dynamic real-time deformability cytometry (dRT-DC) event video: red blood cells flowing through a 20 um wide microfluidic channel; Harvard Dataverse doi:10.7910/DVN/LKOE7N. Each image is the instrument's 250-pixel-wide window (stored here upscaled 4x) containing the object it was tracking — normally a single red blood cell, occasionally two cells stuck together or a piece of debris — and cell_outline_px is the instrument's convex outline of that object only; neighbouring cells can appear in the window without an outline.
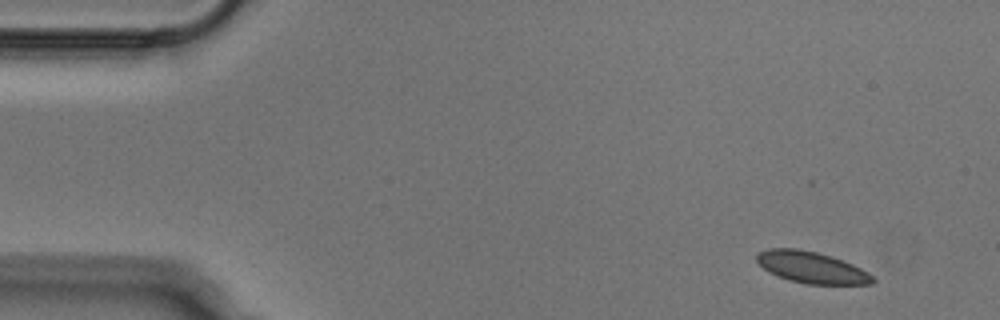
{"species": "Egyptian fruit bat (a non-hibernating species)", "species_latin": "Rousettus aegyptiacus", "temperature_condition": "cold", "stored_images_in_passage": 49, "camera_frame_rate_fps": 3000, "um_per_image_px": 0.085, "animal": {"sex": "male"}, "frame": {"image": 1, "passage_image": 1, "time_ms": 0.0, "image_size_px": [1000, 320], "cell_outline_px": [[876, 280], [872, 284], [808, 284], [788, 280], [764, 268], [756, 260], [756, 252], [768, 248], [796, 248], [816, 252], [832, 256], [852, 264], [868, 272]], "centroid_in_image_um": [68.98, 22.72], "position_along_channel_um": 16.0, "area_um2": 21.15}}
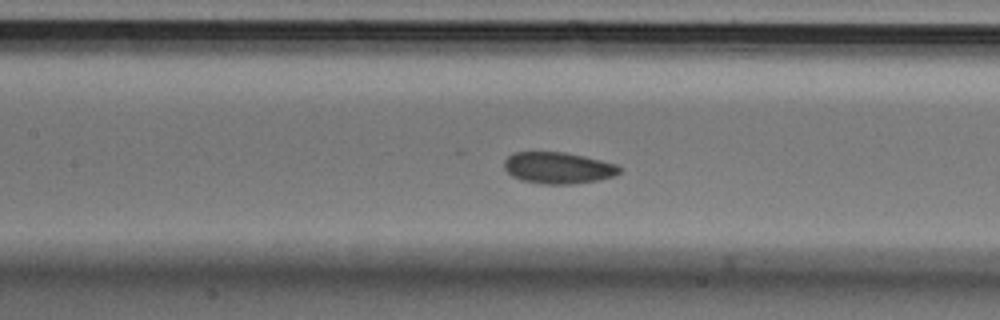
{"frame": {"image": 2, "passage_image": 20, "time_ms": 6.333, "image_size_px": [1000, 320], "cell_outline_px": [[620, 172], [612, 176], [600, 180], [572, 184], [544, 184], [520, 180], [512, 176], [504, 168], [504, 160], [512, 152], [564, 152], [584, 156], [616, 164], [620, 168]], "centroid_in_image_um": [47.41, 14.27], "position_along_channel_um": 160.0, "area_um2": 21.15}}
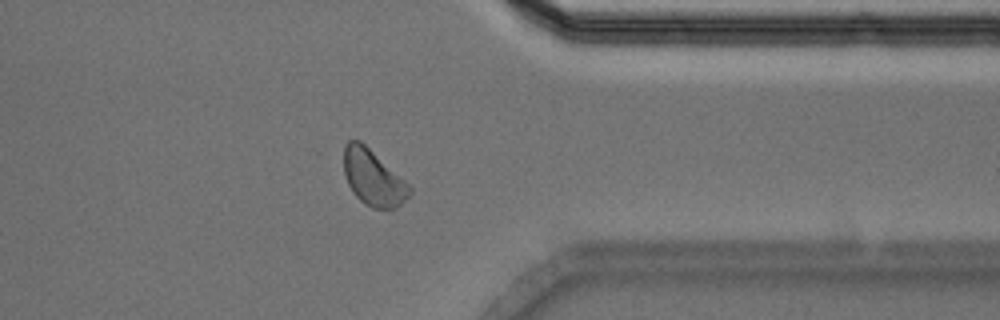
{"frame": {"image": 3, "passage_image": 38, "time_ms": 12.333, "image_size_px": [1000, 320], "cell_outline_px": [[412, 192], [396, 208], [388, 212], [372, 208], [364, 204], [352, 192], [348, 184], [344, 172], [344, 144], [348, 140], [360, 140], [404, 180], [412, 188]], "centroid_in_image_um": [31.71, 15.15], "position_along_channel_um": 379.7, "area_um2": 21.44}}